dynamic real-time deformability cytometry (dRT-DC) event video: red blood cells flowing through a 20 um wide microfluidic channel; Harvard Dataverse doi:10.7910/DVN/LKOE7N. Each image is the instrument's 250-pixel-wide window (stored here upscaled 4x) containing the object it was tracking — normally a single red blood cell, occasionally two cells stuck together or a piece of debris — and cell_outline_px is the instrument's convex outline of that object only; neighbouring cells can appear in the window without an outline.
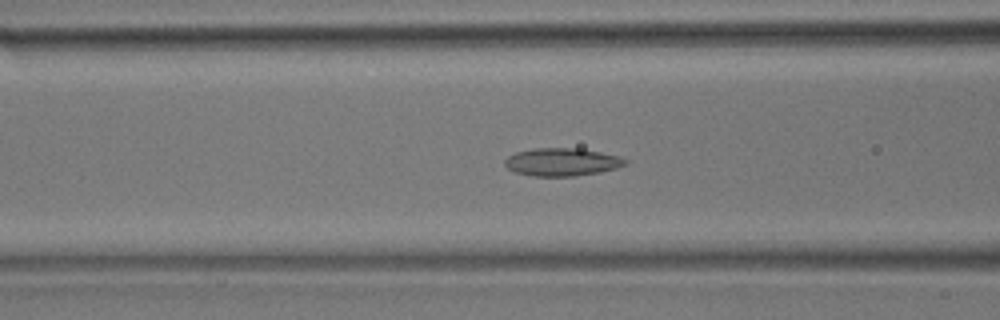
{"species": "common noctule bat (a hibernating species)", "species_latin": "Nyctalus noctula", "temperature_condition": "room temperature", "stored_images_in_passage": 46, "camera_frame_rate_fps": 3000, "um_per_image_px": 0.085, "animal": {"sex": "male", "body_mass_g": 17.9}, "frame": {"image": 1, "passage_image": 18, "time_ms": 5.667, "image_size_px": [1000, 320], "cell_outline_px": [[628, 164], [616, 168], [600, 172], [576, 176], [532, 176], [516, 172], [508, 168], [504, 164], [504, 160], [508, 156], [516, 152], [532, 148], [580, 148], [620, 156], [628, 160]], "centroid_in_image_um": [47.79, 13.76], "position_along_channel_um": 118.8, "area_um2": 19.71}}
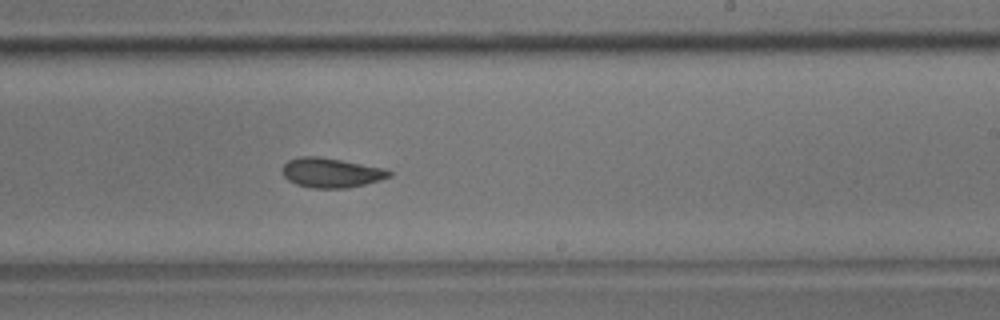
{"frame": {"image": 2, "passage_image": 28, "time_ms": 9.0, "image_size_px": [1000, 320], "cell_outline_px": [[392, 176], [380, 180], [348, 188], [312, 188], [296, 184], [288, 180], [284, 176], [284, 164], [288, 160], [300, 156], [316, 156], [340, 160], [384, 168], [392, 172]], "centroid_in_image_um": [28.16, 14.68], "position_along_channel_um": 260.8, "area_um2": 18.26}}
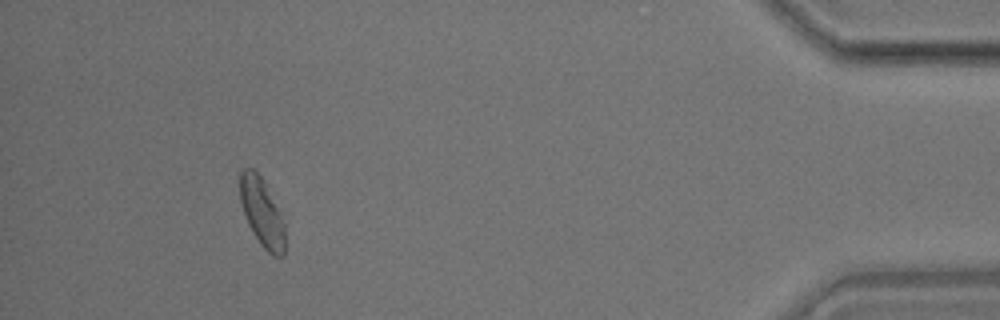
{"frame": {"image": 3, "passage_image": 43, "time_ms": 14.0, "image_size_px": [1000, 320], "cell_outline_px": [[284, 256], [272, 256], [260, 244], [252, 232], [244, 216], [240, 200], [236, 172], [240, 168], [252, 168], [264, 180], [280, 212], [284, 224]], "centroid_in_image_um": [22.2, 17.97], "position_along_channel_um": 413.0, "area_um2": 18.44}}